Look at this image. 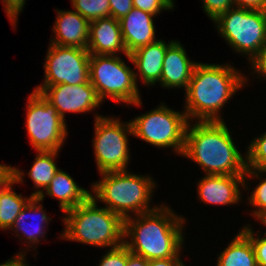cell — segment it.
<instances>
[{"label": "cell", "mask_w": 266, "mask_h": 266, "mask_svg": "<svg viewBox=\"0 0 266 266\" xmlns=\"http://www.w3.org/2000/svg\"><path fill=\"white\" fill-rule=\"evenodd\" d=\"M258 219L266 226V210L258 217Z\"/></svg>", "instance_id": "cell-39"}, {"label": "cell", "mask_w": 266, "mask_h": 266, "mask_svg": "<svg viewBox=\"0 0 266 266\" xmlns=\"http://www.w3.org/2000/svg\"><path fill=\"white\" fill-rule=\"evenodd\" d=\"M124 220V242L129 251L145 259L180 257L184 218L164 206ZM131 241H127V238Z\"/></svg>", "instance_id": "cell-1"}, {"label": "cell", "mask_w": 266, "mask_h": 266, "mask_svg": "<svg viewBox=\"0 0 266 266\" xmlns=\"http://www.w3.org/2000/svg\"><path fill=\"white\" fill-rule=\"evenodd\" d=\"M110 17L120 20L133 9V0H109Z\"/></svg>", "instance_id": "cell-32"}, {"label": "cell", "mask_w": 266, "mask_h": 266, "mask_svg": "<svg viewBox=\"0 0 266 266\" xmlns=\"http://www.w3.org/2000/svg\"><path fill=\"white\" fill-rule=\"evenodd\" d=\"M137 74L117 55L90 54L89 81L101 101L108 97L117 103L141 105Z\"/></svg>", "instance_id": "cell-6"}, {"label": "cell", "mask_w": 266, "mask_h": 266, "mask_svg": "<svg viewBox=\"0 0 266 266\" xmlns=\"http://www.w3.org/2000/svg\"><path fill=\"white\" fill-rule=\"evenodd\" d=\"M34 91L41 93L64 120L65 112H91L102 104L90 81L72 86L70 84L37 86Z\"/></svg>", "instance_id": "cell-12"}, {"label": "cell", "mask_w": 266, "mask_h": 266, "mask_svg": "<svg viewBox=\"0 0 266 266\" xmlns=\"http://www.w3.org/2000/svg\"><path fill=\"white\" fill-rule=\"evenodd\" d=\"M64 213L63 239L110 248L123 244L124 220L106 207H97L93 197Z\"/></svg>", "instance_id": "cell-4"}, {"label": "cell", "mask_w": 266, "mask_h": 266, "mask_svg": "<svg viewBox=\"0 0 266 266\" xmlns=\"http://www.w3.org/2000/svg\"><path fill=\"white\" fill-rule=\"evenodd\" d=\"M183 47L178 41L174 40L167 47L160 79L162 87H184L186 90L197 63L188 59Z\"/></svg>", "instance_id": "cell-15"}, {"label": "cell", "mask_w": 266, "mask_h": 266, "mask_svg": "<svg viewBox=\"0 0 266 266\" xmlns=\"http://www.w3.org/2000/svg\"><path fill=\"white\" fill-rule=\"evenodd\" d=\"M127 266H149V261L141 256L131 253L128 249Z\"/></svg>", "instance_id": "cell-37"}, {"label": "cell", "mask_w": 266, "mask_h": 266, "mask_svg": "<svg viewBox=\"0 0 266 266\" xmlns=\"http://www.w3.org/2000/svg\"><path fill=\"white\" fill-rule=\"evenodd\" d=\"M89 60L90 53L87 49L49 45L44 63L45 79L40 86L87 83Z\"/></svg>", "instance_id": "cell-11"}, {"label": "cell", "mask_w": 266, "mask_h": 266, "mask_svg": "<svg viewBox=\"0 0 266 266\" xmlns=\"http://www.w3.org/2000/svg\"><path fill=\"white\" fill-rule=\"evenodd\" d=\"M246 154L247 169L244 177L260 178L259 174L266 173V132L252 140Z\"/></svg>", "instance_id": "cell-24"}, {"label": "cell", "mask_w": 266, "mask_h": 266, "mask_svg": "<svg viewBox=\"0 0 266 266\" xmlns=\"http://www.w3.org/2000/svg\"><path fill=\"white\" fill-rule=\"evenodd\" d=\"M244 175H206L198 183L202 202L216 205L236 204L241 199L239 185L247 186Z\"/></svg>", "instance_id": "cell-13"}, {"label": "cell", "mask_w": 266, "mask_h": 266, "mask_svg": "<svg viewBox=\"0 0 266 266\" xmlns=\"http://www.w3.org/2000/svg\"><path fill=\"white\" fill-rule=\"evenodd\" d=\"M227 43L250 61L266 43V11L232 7L215 21Z\"/></svg>", "instance_id": "cell-7"}, {"label": "cell", "mask_w": 266, "mask_h": 266, "mask_svg": "<svg viewBox=\"0 0 266 266\" xmlns=\"http://www.w3.org/2000/svg\"><path fill=\"white\" fill-rule=\"evenodd\" d=\"M7 165L0 164V172L6 167Z\"/></svg>", "instance_id": "cell-40"}, {"label": "cell", "mask_w": 266, "mask_h": 266, "mask_svg": "<svg viewBox=\"0 0 266 266\" xmlns=\"http://www.w3.org/2000/svg\"><path fill=\"white\" fill-rule=\"evenodd\" d=\"M172 42L166 44L163 40H157L129 54L128 59L139 70L143 84L155 85L158 81L160 83L166 49Z\"/></svg>", "instance_id": "cell-18"}, {"label": "cell", "mask_w": 266, "mask_h": 266, "mask_svg": "<svg viewBox=\"0 0 266 266\" xmlns=\"http://www.w3.org/2000/svg\"><path fill=\"white\" fill-rule=\"evenodd\" d=\"M251 241L254 251H255V257L257 261L258 266H266V236L260 238L259 236L257 238L254 237L253 230L248 225L242 228L241 230ZM266 235V233H264Z\"/></svg>", "instance_id": "cell-27"}, {"label": "cell", "mask_w": 266, "mask_h": 266, "mask_svg": "<svg viewBox=\"0 0 266 266\" xmlns=\"http://www.w3.org/2000/svg\"><path fill=\"white\" fill-rule=\"evenodd\" d=\"M26 129L37 151H59L67 136L66 121L39 92L28 98Z\"/></svg>", "instance_id": "cell-10"}, {"label": "cell", "mask_w": 266, "mask_h": 266, "mask_svg": "<svg viewBox=\"0 0 266 266\" xmlns=\"http://www.w3.org/2000/svg\"><path fill=\"white\" fill-rule=\"evenodd\" d=\"M235 7L266 11V0H233Z\"/></svg>", "instance_id": "cell-35"}, {"label": "cell", "mask_w": 266, "mask_h": 266, "mask_svg": "<svg viewBox=\"0 0 266 266\" xmlns=\"http://www.w3.org/2000/svg\"><path fill=\"white\" fill-rule=\"evenodd\" d=\"M40 201L41 200L39 197H32L26 204V206L22 209V211L18 214L13 226L11 227L12 230H16L15 233L22 231L23 235L26 237V241L28 240V242H31V244L39 243V238L44 237L43 235L46 234L43 229L44 226H46L44 225V223L48 225V222L51 220V218H48L49 216H47L45 211L43 210V206L39 203ZM28 212H30L31 214L33 213V215L36 217L38 214H40V220H38V224H36L37 222L35 223L34 228L32 226V223H25V220L28 218L26 213ZM30 226H32L33 229H30Z\"/></svg>", "instance_id": "cell-21"}, {"label": "cell", "mask_w": 266, "mask_h": 266, "mask_svg": "<svg viewBox=\"0 0 266 266\" xmlns=\"http://www.w3.org/2000/svg\"><path fill=\"white\" fill-rule=\"evenodd\" d=\"M248 201L249 204L257 208L255 211L253 210L252 214L258 218L266 210V178L260 181Z\"/></svg>", "instance_id": "cell-30"}, {"label": "cell", "mask_w": 266, "mask_h": 266, "mask_svg": "<svg viewBox=\"0 0 266 266\" xmlns=\"http://www.w3.org/2000/svg\"><path fill=\"white\" fill-rule=\"evenodd\" d=\"M72 6L89 22L110 17L109 0H71Z\"/></svg>", "instance_id": "cell-25"}, {"label": "cell", "mask_w": 266, "mask_h": 266, "mask_svg": "<svg viewBox=\"0 0 266 266\" xmlns=\"http://www.w3.org/2000/svg\"><path fill=\"white\" fill-rule=\"evenodd\" d=\"M23 177V171L12 166H6L0 172V196L10 187L11 184L22 183Z\"/></svg>", "instance_id": "cell-31"}, {"label": "cell", "mask_w": 266, "mask_h": 266, "mask_svg": "<svg viewBox=\"0 0 266 266\" xmlns=\"http://www.w3.org/2000/svg\"><path fill=\"white\" fill-rule=\"evenodd\" d=\"M217 266H258L253 245L242 231L220 253Z\"/></svg>", "instance_id": "cell-20"}, {"label": "cell", "mask_w": 266, "mask_h": 266, "mask_svg": "<svg viewBox=\"0 0 266 266\" xmlns=\"http://www.w3.org/2000/svg\"><path fill=\"white\" fill-rule=\"evenodd\" d=\"M179 257L149 260V266H185Z\"/></svg>", "instance_id": "cell-36"}, {"label": "cell", "mask_w": 266, "mask_h": 266, "mask_svg": "<svg viewBox=\"0 0 266 266\" xmlns=\"http://www.w3.org/2000/svg\"><path fill=\"white\" fill-rule=\"evenodd\" d=\"M250 62L254 73L257 72L258 75L260 74L259 76L262 75L266 78V43Z\"/></svg>", "instance_id": "cell-34"}, {"label": "cell", "mask_w": 266, "mask_h": 266, "mask_svg": "<svg viewBox=\"0 0 266 266\" xmlns=\"http://www.w3.org/2000/svg\"><path fill=\"white\" fill-rule=\"evenodd\" d=\"M231 65L197 63L185 90L187 119L224 121L219 111L245 80Z\"/></svg>", "instance_id": "cell-3"}, {"label": "cell", "mask_w": 266, "mask_h": 266, "mask_svg": "<svg viewBox=\"0 0 266 266\" xmlns=\"http://www.w3.org/2000/svg\"><path fill=\"white\" fill-rule=\"evenodd\" d=\"M89 21L77 11L57 10L55 39L50 44L64 47L88 48Z\"/></svg>", "instance_id": "cell-17"}, {"label": "cell", "mask_w": 266, "mask_h": 266, "mask_svg": "<svg viewBox=\"0 0 266 266\" xmlns=\"http://www.w3.org/2000/svg\"><path fill=\"white\" fill-rule=\"evenodd\" d=\"M87 50L98 55H115L120 51L128 57L119 20L107 17L90 21Z\"/></svg>", "instance_id": "cell-14"}, {"label": "cell", "mask_w": 266, "mask_h": 266, "mask_svg": "<svg viewBox=\"0 0 266 266\" xmlns=\"http://www.w3.org/2000/svg\"><path fill=\"white\" fill-rule=\"evenodd\" d=\"M58 152L59 151H37L34 164L28 172V176L33 180L32 182H34V186L37 189V191L31 194L32 197H39L41 201L44 199L45 194L40 188L46 190L55 176V173L58 171L59 168H57L54 161Z\"/></svg>", "instance_id": "cell-22"}, {"label": "cell", "mask_w": 266, "mask_h": 266, "mask_svg": "<svg viewBox=\"0 0 266 266\" xmlns=\"http://www.w3.org/2000/svg\"><path fill=\"white\" fill-rule=\"evenodd\" d=\"M173 0H133V7L157 15L161 10L173 9Z\"/></svg>", "instance_id": "cell-28"}, {"label": "cell", "mask_w": 266, "mask_h": 266, "mask_svg": "<svg viewBox=\"0 0 266 266\" xmlns=\"http://www.w3.org/2000/svg\"><path fill=\"white\" fill-rule=\"evenodd\" d=\"M2 2H4L3 7L9 17L10 23L16 25V19H18V14L23 10L25 0H2Z\"/></svg>", "instance_id": "cell-33"}, {"label": "cell", "mask_w": 266, "mask_h": 266, "mask_svg": "<svg viewBox=\"0 0 266 266\" xmlns=\"http://www.w3.org/2000/svg\"><path fill=\"white\" fill-rule=\"evenodd\" d=\"M186 113L174 111L163 103L158 108L131 120L134 136L157 147H172L182 155L188 124Z\"/></svg>", "instance_id": "cell-8"}, {"label": "cell", "mask_w": 266, "mask_h": 266, "mask_svg": "<svg viewBox=\"0 0 266 266\" xmlns=\"http://www.w3.org/2000/svg\"><path fill=\"white\" fill-rule=\"evenodd\" d=\"M95 116L93 146L99 173L124 171L130 159L127 133L133 135L131 123Z\"/></svg>", "instance_id": "cell-9"}, {"label": "cell", "mask_w": 266, "mask_h": 266, "mask_svg": "<svg viewBox=\"0 0 266 266\" xmlns=\"http://www.w3.org/2000/svg\"><path fill=\"white\" fill-rule=\"evenodd\" d=\"M24 256L25 254L19 253L13 259L11 258V260L1 263L0 266H28Z\"/></svg>", "instance_id": "cell-38"}, {"label": "cell", "mask_w": 266, "mask_h": 266, "mask_svg": "<svg viewBox=\"0 0 266 266\" xmlns=\"http://www.w3.org/2000/svg\"><path fill=\"white\" fill-rule=\"evenodd\" d=\"M204 12L215 21L221 14L235 7L233 0H202Z\"/></svg>", "instance_id": "cell-29"}, {"label": "cell", "mask_w": 266, "mask_h": 266, "mask_svg": "<svg viewBox=\"0 0 266 266\" xmlns=\"http://www.w3.org/2000/svg\"><path fill=\"white\" fill-rule=\"evenodd\" d=\"M12 185L0 196V229L3 230H11L18 214L32 198L31 195L30 198H23L21 194H16Z\"/></svg>", "instance_id": "cell-23"}, {"label": "cell", "mask_w": 266, "mask_h": 266, "mask_svg": "<svg viewBox=\"0 0 266 266\" xmlns=\"http://www.w3.org/2000/svg\"><path fill=\"white\" fill-rule=\"evenodd\" d=\"M153 17L155 15L133 7L125 17L119 20L128 54L157 41L155 40Z\"/></svg>", "instance_id": "cell-16"}, {"label": "cell", "mask_w": 266, "mask_h": 266, "mask_svg": "<svg viewBox=\"0 0 266 266\" xmlns=\"http://www.w3.org/2000/svg\"><path fill=\"white\" fill-rule=\"evenodd\" d=\"M188 122L182 155L199 164L206 175H244L246 159L233 143L224 121Z\"/></svg>", "instance_id": "cell-2"}, {"label": "cell", "mask_w": 266, "mask_h": 266, "mask_svg": "<svg viewBox=\"0 0 266 266\" xmlns=\"http://www.w3.org/2000/svg\"><path fill=\"white\" fill-rule=\"evenodd\" d=\"M45 191L47 195L59 200L63 212L75 208L92 195L90 191L79 187L73 178L61 169L55 173Z\"/></svg>", "instance_id": "cell-19"}, {"label": "cell", "mask_w": 266, "mask_h": 266, "mask_svg": "<svg viewBox=\"0 0 266 266\" xmlns=\"http://www.w3.org/2000/svg\"><path fill=\"white\" fill-rule=\"evenodd\" d=\"M100 174L103 177L92 185L95 196L91 197L107 204L105 207L123 220L131 216L129 212L139 215L157 208L148 207L155 187L151 177L130 174L127 170Z\"/></svg>", "instance_id": "cell-5"}, {"label": "cell", "mask_w": 266, "mask_h": 266, "mask_svg": "<svg viewBox=\"0 0 266 266\" xmlns=\"http://www.w3.org/2000/svg\"><path fill=\"white\" fill-rule=\"evenodd\" d=\"M128 261V248L122 244L118 247L111 248L107 254H105L99 266H127Z\"/></svg>", "instance_id": "cell-26"}]
</instances>
